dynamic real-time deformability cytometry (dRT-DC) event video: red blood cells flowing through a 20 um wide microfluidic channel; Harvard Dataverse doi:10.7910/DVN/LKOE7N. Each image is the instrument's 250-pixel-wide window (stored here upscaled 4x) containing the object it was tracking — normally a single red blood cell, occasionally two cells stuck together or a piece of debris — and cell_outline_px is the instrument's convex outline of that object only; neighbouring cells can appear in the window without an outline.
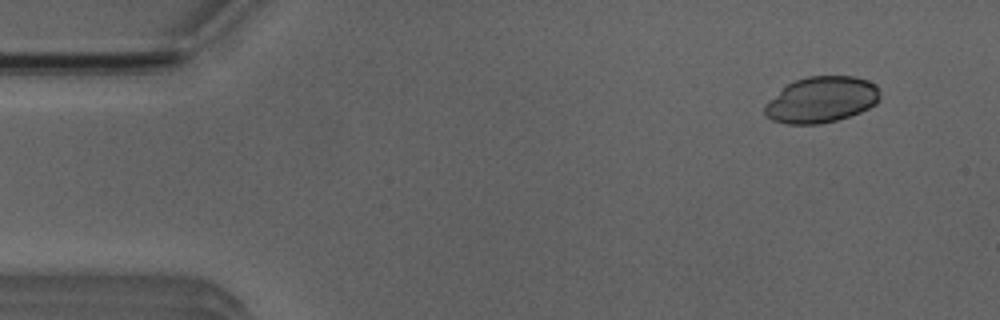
{"species": "Egyptian fruit bat (a non-hibernating species)", "species_latin": "Rousettus aegyptiacus", "temperature_condition": "room temperature", "stored_images_in_passage": 6, "camera_frame_rate_fps": 3000, "um_per_image_px": 0.085, "animal": {"sex": "male"}, "frame": {"image": 1, "passage_image": 2, "time_ms": 1.0, "image_size_px": [1000, 320], "cell_outline_px": [[880, 100], [876, 104], [860, 112], [836, 120], [820, 124], [788, 124], [772, 120], [764, 116], [764, 104], [768, 100], [788, 84], [796, 80], [808, 76], [852, 76], [868, 80], [876, 88], [880, 96]], "centroid_in_image_um": [69.79, 8.48], "position_along_channel_um": 15.2, "area_um2": 30.81}}